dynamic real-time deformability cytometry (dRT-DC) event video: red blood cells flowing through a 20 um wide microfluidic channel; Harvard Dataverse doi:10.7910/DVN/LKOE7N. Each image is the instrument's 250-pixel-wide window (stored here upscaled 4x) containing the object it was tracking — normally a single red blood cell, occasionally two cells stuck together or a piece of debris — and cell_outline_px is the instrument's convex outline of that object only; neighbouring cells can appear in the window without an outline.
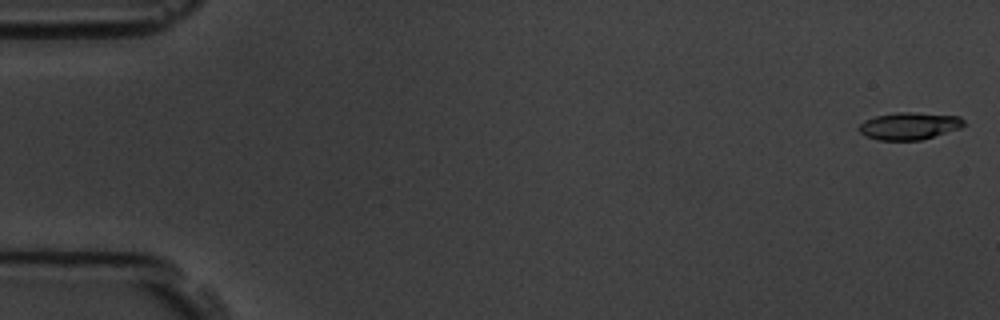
{"species": "common noctule bat (a hibernating species)", "species_latin": "Nyctalus noctula", "temperature_condition": "room temperature", "stored_images_in_passage": 4, "camera_frame_rate_fps": 3000, "um_per_image_px": 0.085, "animal": {"sex": "male", "body_mass_g": 19.5, "forearm_length_mm": 54.6}, "frame": {"image": 1, "passage_image": 1, "time_ms": 0.0, "image_size_px": [1000, 320], "cell_outline_px": [[968, 124], [960, 128], [920, 140], [880, 140], [864, 136], [856, 128], [864, 120], [876, 116], [896, 112], [912, 112], [960, 116]], "centroid_in_image_um": [77.28, 10.7], "position_along_channel_um": 7.7, "area_um2": 16.76}}
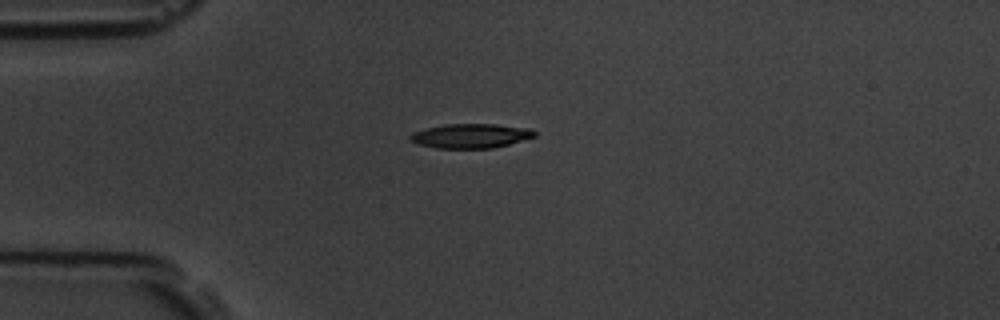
{"frame": {"image": 2, "passage_image": 4, "time_ms": 4.333, "image_size_px": [1000, 320], "cell_outline_px": [[536, 136], [508, 144], [492, 148], [436, 148], [416, 144], [408, 140], [408, 136], [412, 132], [424, 128], [444, 124], [496, 124], [532, 128], [536, 132]], "centroid_in_image_um": [39.96, 11.54], "position_along_channel_um": 45.0, "area_um2": 17.92}}